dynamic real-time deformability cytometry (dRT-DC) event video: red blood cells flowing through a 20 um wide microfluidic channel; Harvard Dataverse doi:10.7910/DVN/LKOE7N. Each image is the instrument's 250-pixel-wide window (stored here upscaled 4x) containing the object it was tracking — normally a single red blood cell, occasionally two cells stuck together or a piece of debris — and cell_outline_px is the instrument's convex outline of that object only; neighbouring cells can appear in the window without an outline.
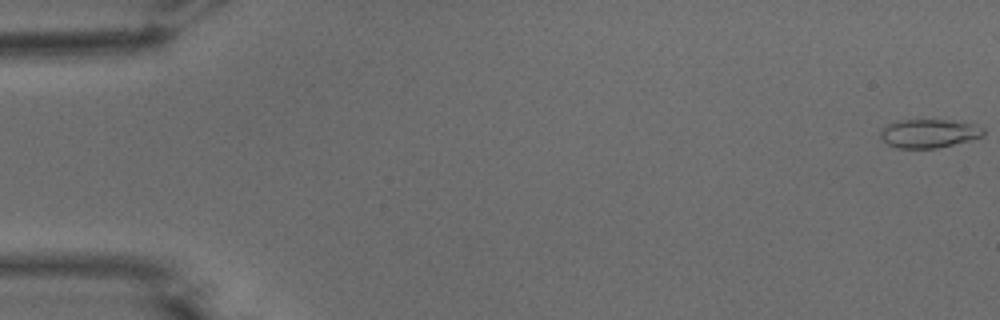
{"species": "common noctule bat (a hibernating species)", "species_latin": "Nyctalus noctula", "temperature_condition": "warm", "stored_images_in_passage": 54, "camera_frame_rate_fps": 3000, "um_per_image_px": 0.085, "animal": {"sex": "male", "body_mass_g": 15.6}, "frame": {"image": 1, "passage_image": 1, "time_ms": 0.0, "image_size_px": [1000, 320], "cell_outline_px": [[984, 136], [936, 148], [896, 148], [888, 144], [880, 136], [880, 132], [888, 124], [900, 120], [952, 120], [976, 124], [984, 128]], "centroid_in_image_um": [78.98, 11.33], "position_along_channel_um": 6.0, "area_um2": 17.05}}
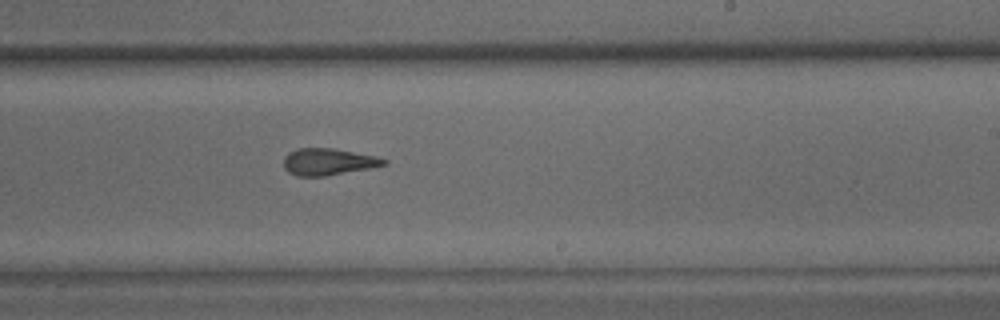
{"frame": {"image": 2, "passage_image": 33, "time_ms": 10.667, "image_size_px": [1000, 320], "cell_outline_px": [[388, 164], [368, 168], [324, 176], [296, 176], [288, 172], [284, 168], [284, 156], [288, 152], [296, 148], [332, 148], [376, 156], [388, 160]], "centroid_in_image_um": [27.86, 13.74], "position_along_channel_um": 261.1, "area_um2": 15.61}}
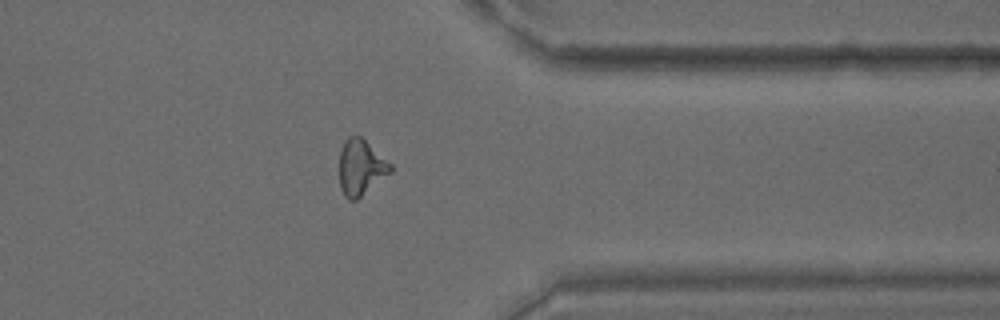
{"frame": {"image": 3, "passage_image": 43, "time_ms": 14.0, "image_size_px": [1000, 320], "cell_outline_px": [[392, 172], [356, 200], [348, 200], [344, 196], [340, 188], [340, 148], [344, 140], [348, 136], [360, 136], [392, 164]], "centroid_in_image_um": [30.66, 14.23], "position_along_channel_um": 380.7, "area_um2": 16.59}, "authors_computed_cell_mechanics": {"area_um2": 16.3285, "velocity_mm_per_s": 3.83, "shape_relaxation_time_tau1_ms": 7.4089, "shape_relaxation_time_tau2_ms": 1.819, "deformation_change_tau1": 0.2487, "deformation_change_tau2": 0.1227}}